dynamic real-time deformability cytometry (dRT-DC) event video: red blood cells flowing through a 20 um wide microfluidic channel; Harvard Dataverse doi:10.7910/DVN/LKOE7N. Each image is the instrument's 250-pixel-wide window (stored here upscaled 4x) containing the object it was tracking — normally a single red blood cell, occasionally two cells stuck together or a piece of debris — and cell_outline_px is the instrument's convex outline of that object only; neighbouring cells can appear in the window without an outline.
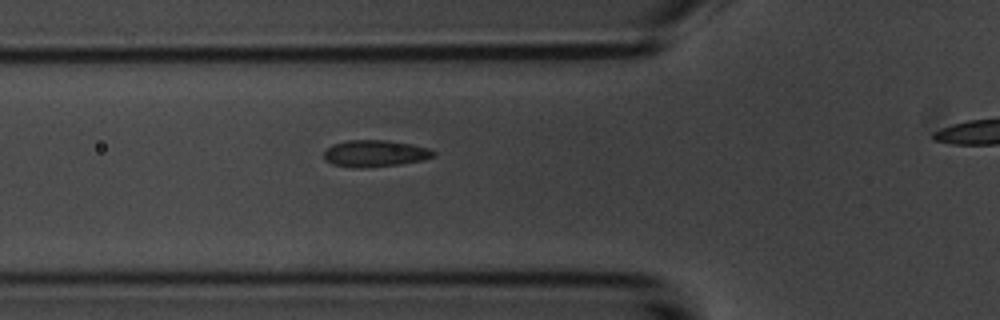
{"species": "common noctule bat (a hibernating species)", "species_latin": "Nyctalus noctula", "temperature_condition": "room temperature", "stored_images_in_passage": 31, "camera_frame_rate_fps": 3000, "um_per_image_px": 0.085, "animal": {"sex": "male", "body_mass_g": 20.1, "forearm_length_mm": 53.5}, "frame": {"image": 1, "passage_image": 3, "time_ms": 0.667, "image_size_px": [1000, 320], "cell_outline_px": [[436, 156], [424, 160], [400, 164], [368, 168], [356, 168], [332, 164], [324, 160], [324, 152], [332, 144], [348, 140], [388, 140], [412, 144], [428, 148], [436, 152]], "centroid_in_image_um": [31.89, 13.05], "position_along_channel_um": 93.9, "area_um2": 17.28}}
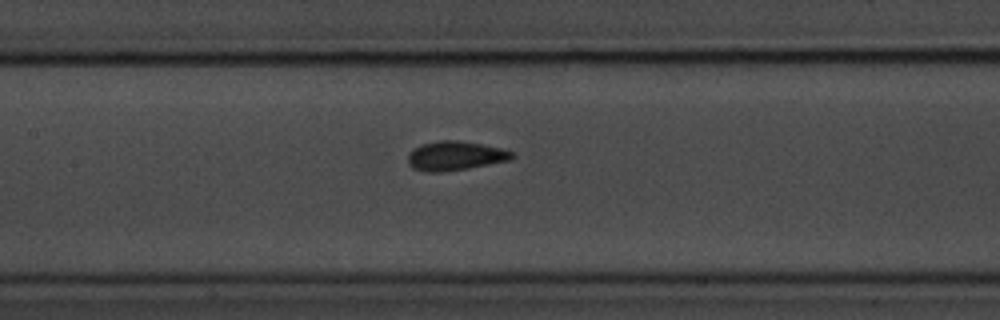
{"frame": {"image": 2, "passage_image": 9, "time_ms": 2.667, "image_size_px": [1000, 320], "cell_outline_px": [[516, 156], [508, 160], [468, 168], [444, 172], [424, 172], [412, 168], [408, 164], [408, 156], [416, 148], [424, 144], [440, 140], [456, 140], [480, 144], [500, 148], [512, 152]], "centroid_in_image_um": [38.68, 13.26], "position_along_channel_um": 168.7, "area_um2": 17.4}}
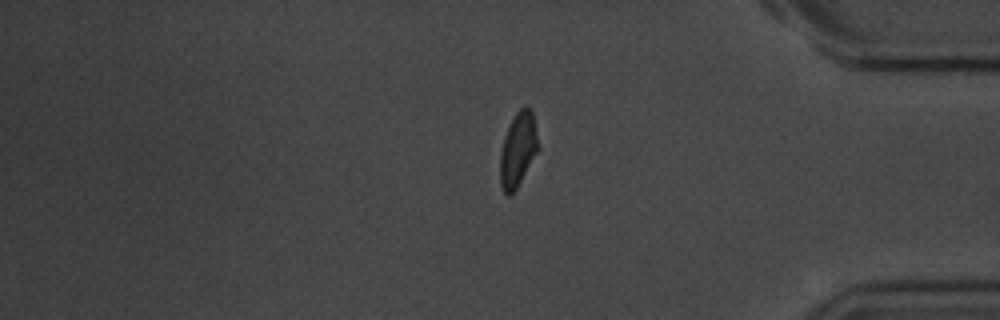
{"frame": {"image": 3, "passage_image": 29, "time_ms": 9.333, "image_size_px": [1000, 320], "cell_outline_px": [[540, 148], [512, 196], [508, 196], [504, 192], [500, 184], [500, 152], [504, 136], [516, 112], [524, 104], [532, 112]], "centroid_in_image_um": [44.03, 12.74], "position_along_channel_um": 391.2, "area_um2": 16.59}, "authors_computed_cell_mechanics": {"area_um2": 17.051, "velocity_mm_per_s": 3.6977, "shape_relaxation_time_tau1_ms": 8.916, "shape_relaxation_time_tau2_ms": 0.7919, "deformation_change_tau1": 0.2372, "deformation_change_tau2": 0.051}}